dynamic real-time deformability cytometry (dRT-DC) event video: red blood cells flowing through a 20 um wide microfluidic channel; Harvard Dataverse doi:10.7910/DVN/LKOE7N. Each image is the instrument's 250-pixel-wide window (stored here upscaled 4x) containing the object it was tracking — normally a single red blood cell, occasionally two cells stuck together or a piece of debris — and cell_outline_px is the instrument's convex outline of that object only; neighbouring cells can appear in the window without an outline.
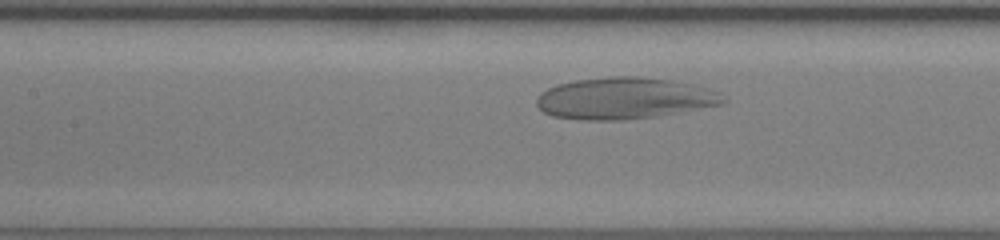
{"species": "human", "species_latin": "Homo sapiens", "temperature_condition": "room temperature", "stored_images_in_passage": 29, "camera_frame_rate_fps": 3000, "um_per_image_px": 0.085, "donor": {"sex": "female"}, "frame": {"image": 1, "passage_image": 11, "time_ms": 3.333, "image_size_px": [1000, 240], "cell_outline_px": [[728, 100], [724, 104], [656, 116], [624, 120], [584, 120], [552, 116], [544, 112], [536, 104], [536, 100], [540, 92], [556, 84], [576, 80], [608, 76], [636, 76], [672, 80], [692, 84], [720, 92]], "centroid_in_image_um": [53.07, 8.35], "position_along_channel_um": 154.3, "area_um2": 45.37}}
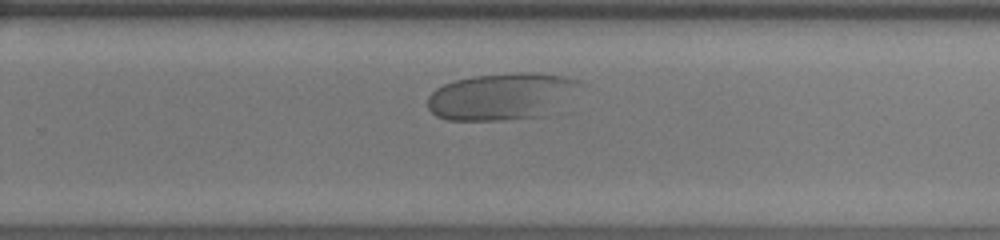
{"frame": {"image": 2, "passage_image": 21, "time_ms": 6.667, "image_size_px": [1000, 240], "cell_outline_px": [[588, 84], [548, 116], [504, 120], [444, 120], [436, 116], [428, 108], [428, 96], [436, 88], [452, 80], [472, 76], [516, 72], [536, 72], [568, 76], [580, 80]], "centroid_in_image_um": [42.75, 8.18], "position_along_channel_um": 287.1, "area_um2": 42.89}}
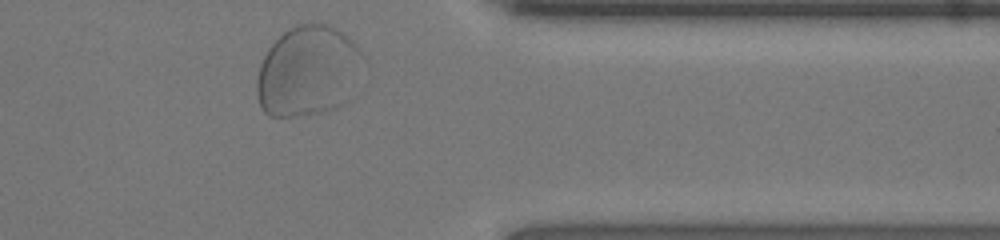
{"frame": {"image": 3, "passage_image": 29, "time_ms": 9.333, "image_size_px": [1000, 240], "cell_outline_px": [[368, 64], [348, 100], [336, 108], [328, 112], [292, 116], [268, 116], [260, 108], [256, 92], [256, 80], [260, 64], [268, 48], [288, 28], [296, 24], [324, 24], [336, 28], [352, 40], [360, 48], [368, 60]], "centroid_in_image_um": [26.25, 6.06], "position_along_channel_um": 385.2, "area_um2": 57.34}, "authors_computed_cell_mechanics": {"area_um2": 44.795, "velocity_mm_per_s": 3.9721, "shape_relaxation_time_tau1_ms": 3.9139, "shape_relaxation_time_tau2_ms": null, "deformation_change_tau1": 0.1815, "deformation_change_tau2": null}}